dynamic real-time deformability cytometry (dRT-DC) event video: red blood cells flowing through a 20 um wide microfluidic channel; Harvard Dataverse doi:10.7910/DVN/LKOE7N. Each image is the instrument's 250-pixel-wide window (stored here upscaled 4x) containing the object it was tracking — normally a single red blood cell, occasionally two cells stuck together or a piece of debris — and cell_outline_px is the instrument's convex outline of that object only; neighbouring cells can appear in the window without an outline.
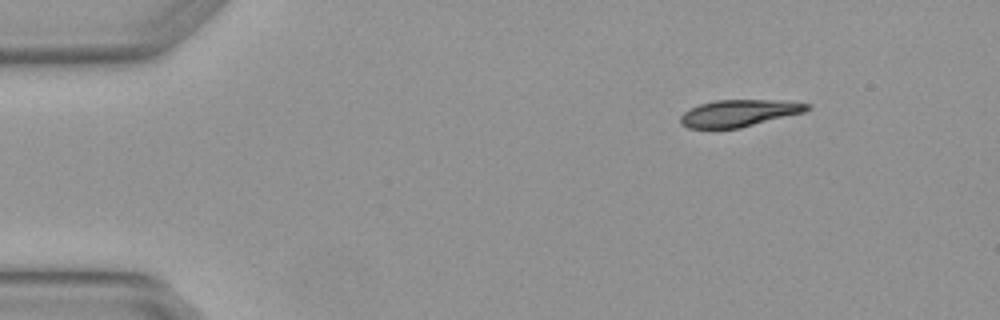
{"species": "Egyptian fruit bat (a non-hibernating species)", "species_latin": "Rousettus aegyptiacus", "temperature_condition": "warm", "stored_images_in_passage": 3, "camera_frame_rate_fps": 3000, "um_per_image_px": 0.085, "animal": {"sex": "female"}, "frame": {"image": 1, "passage_image": 1, "time_ms": 0.0, "image_size_px": [1000, 320], "cell_outline_px": [[812, 108], [804, 112], [740, 128], [688, 128], [680, 124], [680, 116], [684, 112], [700, 104], [716, 100], [788, 100], [812, 104]], "centroid_in_image_um": [62.87, 9.61], "position_along_channel_um": 22.1, "area_um2": 19.94}}